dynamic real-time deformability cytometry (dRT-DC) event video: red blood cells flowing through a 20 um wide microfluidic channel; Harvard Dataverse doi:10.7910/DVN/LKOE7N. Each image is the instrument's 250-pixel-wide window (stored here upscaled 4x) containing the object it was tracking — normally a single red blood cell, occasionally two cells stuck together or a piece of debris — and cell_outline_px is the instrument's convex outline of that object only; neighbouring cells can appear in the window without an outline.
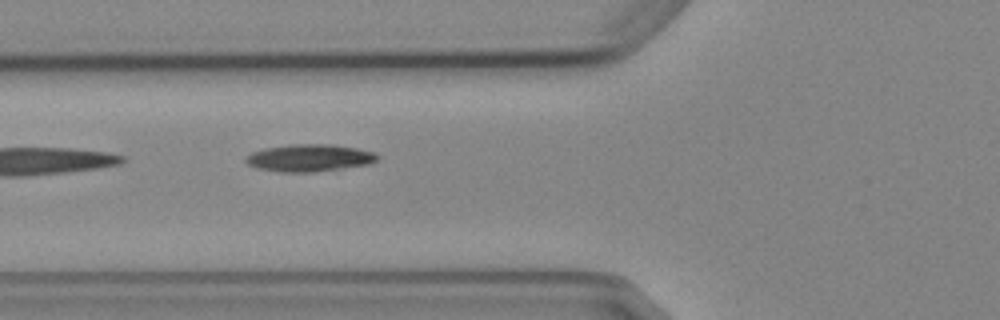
{"species": "Egyptian fruit bat (a non-hibernating species)", "species_latin": "Rousettus aegyptiacus", "temperature_condition": "cold", "stored_images_in_passage": 4, "camera_frame_rate_fps": 3000, "um_per_image_px": 0.085, "animal": {"sex": "female"}, "frame": {"image": 1, "passage_image": 4, "time_ms": 3.667, "image_size_px": [1000, 320], "cell_outline_px": [[380, 156], [376, 160], [368, 164], [312, 172], [280, 172], [256, 168], [248, 164], [244, 160], [252, 152], [268, 148], [292, 144], [332, 144], [356, 148], [376, 152]], "centroid_in_image_um": [26.31, 13.42], "position_along_channel_um": 99.5, "area_um2": 20.69}}